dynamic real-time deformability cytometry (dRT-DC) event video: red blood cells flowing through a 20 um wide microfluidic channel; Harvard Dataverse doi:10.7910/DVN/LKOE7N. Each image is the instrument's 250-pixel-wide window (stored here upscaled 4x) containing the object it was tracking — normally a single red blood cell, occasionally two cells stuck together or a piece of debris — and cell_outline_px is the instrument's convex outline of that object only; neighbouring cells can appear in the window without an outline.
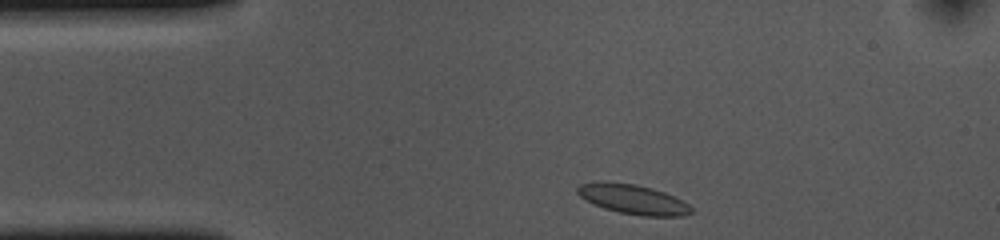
{"species": "common noctule bat (a hibernating species)", "species_latin": "Nyctalus noctula", "temperature_condition": "cold", "stored_images_in_passage": 34, "camera_frame_rate_fps": 3000, "um_per_image_px": 0.085, "animal": {"sex": "female", "body_mass_g": 10.0, "forearm_length_mm": 53.1}, "frame": {"image": 1, "passage_image": 1, "time_ms": 0.0, "image_size_px": [1000, 240], "cell_outline_px": [[692, 212], [684, 216], [640, 216], [620, 212], [604, 208], [580, 196], [576, 192], [576, 188], [580, 184], [596, 180], [636, 184], [652, 188], [664, 192], [688, 204], [692, 208]], "centroid_in_image_um": [53.78, 16.92], "position_along_channel_um": 31.2, "area_um2": 19.59}}
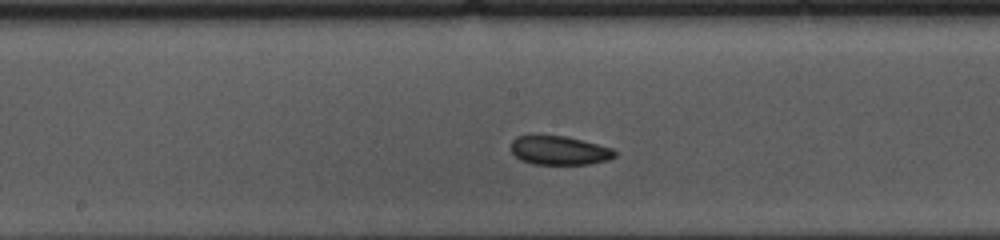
{"frame": {"image": 2, "passage_image": 18, "time_ms": 5.667, "image_size_px": [1000, 240], "cell_outline_px": [[616, 156], [608, 160], [588, 164], [532, 164], [520, 160], [512, 152], [512, 140], [516, 136], [532, 132], [536, 132], [568, 136], [584, 140], [612, 148], [616, 152]], "centroid_in_image_um": [47.48, 12.73], "position_along_channel_um": 200.7, "area_um2": 18.26}}
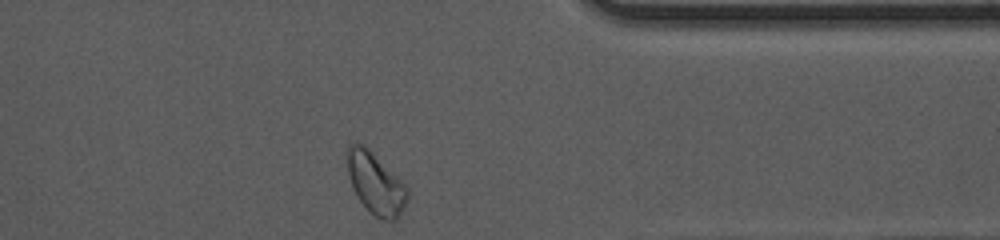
{"frame": {"image": 3, "passage_image": 34, "time_ms": 11.0, "image_size_px": [1000, 240], "cell_outline_px": [[408, 200], [400, 216], [396, 220], [384, 220], [376, 216], [360, 200], [352, 188], [348, 172], [344, 152], [348, 144], [352, 140], [356, 140], [364, 144], [408, 188]], "centroid_in_image_um": [31.88, 15.52], "position_along_channel_um": 379.5, "area_um2": 21.73}, "authors_computed_cell_mechanics": {"area_um2": 18.496, "velocity_mm_per_s": 3.6052, "shape_relaxation_time_tau1_ms": 3.6489, "shape_relaxation_time_tau2_ms": 7.7025, "deformation_change_tau1": 0.0572, "deformation_change_tau2": 0.1038}}